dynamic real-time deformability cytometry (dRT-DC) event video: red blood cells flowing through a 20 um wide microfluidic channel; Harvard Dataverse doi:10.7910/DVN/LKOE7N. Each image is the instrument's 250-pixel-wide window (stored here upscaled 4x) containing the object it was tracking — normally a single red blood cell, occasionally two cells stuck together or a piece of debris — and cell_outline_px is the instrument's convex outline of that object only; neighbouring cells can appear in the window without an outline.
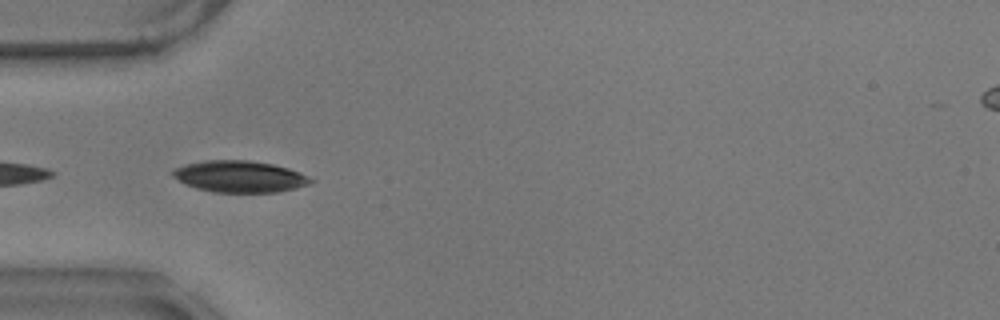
{"species": "common noctule bat (a hibernating species)", "species_latin": "Nyctalus noctula", "temperature_condition": "warm", "stored_images_in_passage": 35, "camera_frame_rate_fps": 3000, "um_per_image_px": 0.085, "animal": {"sex": "male", "body_mass_g": 17.9}, "frame": {"image": 1, "passage_image": 18, "time_ms": 5.667, "image_size_px": [1000, 320], "cell_outline_px": [[316, 180], [308, 184], [296, 188], [276, 192], [212, 192], [196, 188], [184, 184], [172, 176], [168, 172], [184, 164], [204, 160], [252, 160], [272, 164], [288, 168], [300, 172]], "centroid_in_image_um": [20.34, 15.0], "position_along_channel_um": 64.7, "area_um2": 25.61}}